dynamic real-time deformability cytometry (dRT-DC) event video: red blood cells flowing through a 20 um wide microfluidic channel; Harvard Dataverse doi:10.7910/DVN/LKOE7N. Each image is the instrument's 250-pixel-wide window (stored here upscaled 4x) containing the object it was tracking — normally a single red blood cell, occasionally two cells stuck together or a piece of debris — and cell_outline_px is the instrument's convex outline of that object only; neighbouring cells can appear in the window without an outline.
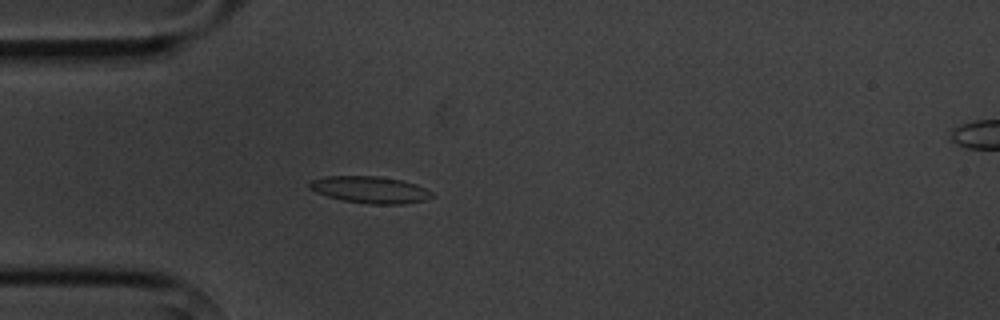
{"species": "common noctule bat (a hibernating species)", "species_latin": "Nyctalus noctula", "temperature_condition": "cold", "stored_images_in_passage": 4, "camera_frame_rate_fps": 3000, "um_per_image_px": 0.085, "animal": {"sex": "male", "body_mass_g": 20.1, "forearm_length_mm": 53.5}, "frame": {"image": 1, "passage_image": 3, "time_ms": 3.0, "image_size_px": [1000, 320], "cell_outline_px": [[436, 196], [424, 200], [404, 204], [368, 204], [344, 200], [328, 196], [316, 192], [308, 188], [308, 184], [312, 180], [324, 176], [376, 176], [400, 180], [416, 184], [432, 192]], "centroid_in_image_um": [31.46, 16.13], "position_along_channel_um": 53.5, "area_um2": 19.07}}